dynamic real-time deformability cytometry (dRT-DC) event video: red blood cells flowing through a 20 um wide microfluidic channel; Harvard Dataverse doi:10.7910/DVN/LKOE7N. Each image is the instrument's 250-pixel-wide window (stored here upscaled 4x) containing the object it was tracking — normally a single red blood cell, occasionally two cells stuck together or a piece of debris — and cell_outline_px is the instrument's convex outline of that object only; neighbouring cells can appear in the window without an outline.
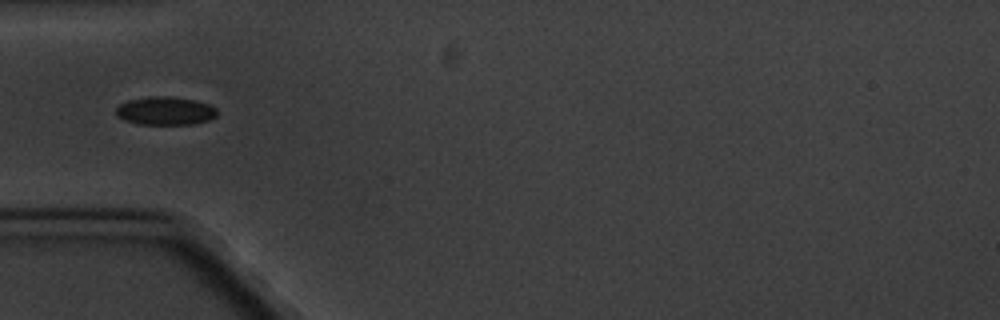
{"species": "common noctule bat (a hibernating species)", "species_latin": "Nyctalus noctula", "temperature_condition": "cold", "stored_images_in_passage": 10, "camera_frame_rate_fps": 3000, "um_per_image_px": 0.085, "animal": {"sex": "male", "body_mass_g": 20.1, "forearm_length_mm": 53.5}, "frame": {"image": 1, "passage_image": 4, "time_ms": 4.333, "image_size_px": [1000, 320], "cell_outline_px": [[220, 112], [216, 116], [208, 120], [192, 124], [136, 124], [124, 120], [116, 116], [116, 108], [120, 104], [128, 100], [148, 96], [168, 96], [196, 100], [208, 104], [216, 108]], "centroid_in_image_um": [14.05, 9.42], "position_along_channel_um": 71.0, "area_um2": 16.82}}
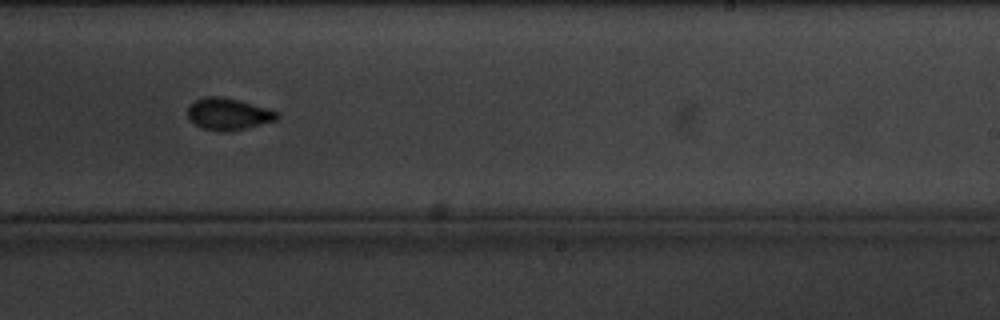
{"frame": {"image": 2, "passage_image": 9, "time_ms": 10.333, "image_size_px": [1000, 320], "cell_outline_px": [[280, 116], [276, 120], [228, 132], [204, 128], [196, 124], [188, 116], [188, 108], [196, 100], [204, 96], [220, 96], [268, 108], [280, 112]], "centroid_in_image_um": [19.44, 9.68], "position_along_channel_um": 269.6, "area_um2": 16.18}}